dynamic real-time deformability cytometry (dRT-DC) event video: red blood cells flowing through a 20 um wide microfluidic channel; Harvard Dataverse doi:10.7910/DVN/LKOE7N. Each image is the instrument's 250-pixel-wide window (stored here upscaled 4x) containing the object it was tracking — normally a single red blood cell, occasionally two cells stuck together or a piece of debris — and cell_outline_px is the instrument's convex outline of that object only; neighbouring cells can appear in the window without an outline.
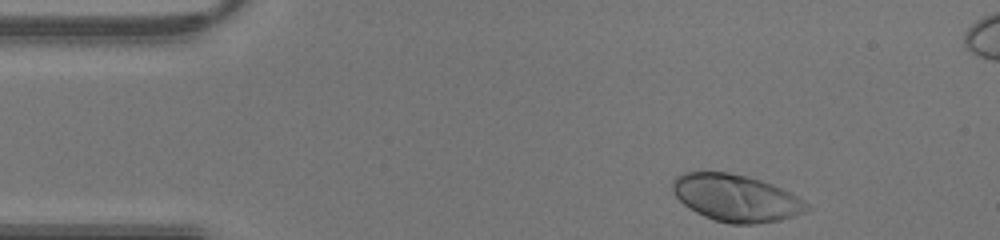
{"species": "human", "species_latin": "Homo sapiens", "temperature_condition": "warm", "stored_images_in_passage": 29, "camera_frame_rate_fps": 3000, "um_per_image_px": 0.085, "donor": {"sex": "male"}, "frame": {"image": 1, "passage_image": 1, "time_ms": 0.0, "image_size_px": [1000, 240], "cell_outline_px": [[812, 208], [808, 212], [780, 220], [756, 224], [732, 224], [716, 220], [704, 216], [696, 212], [684, 204], [672, 192], [672, 180], [676, 176], [684, 172], [728, 172], [748, 176], [772, 184], [792, 192], [812, 204]], "centroid_in_image_um": [62.63, 16.83], "position_along_channel_um": 22.4, "area_um2": 37.22}}
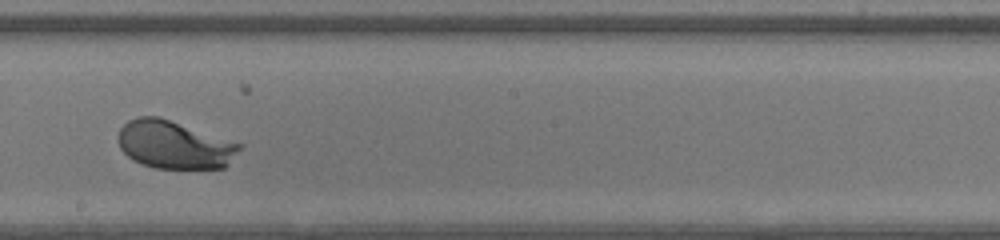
{"frame": {"image": 2, "passage_image": 19, "time_ms": 6.0, "image_size_px": [1000, 240], "cell_outline_px": [[244, 144], [228, 164], [224, 168], [156, 168], [144, 164], [128, 156], [120, 148], [120, 128], [128, 120], [140, 116], [160, 116]], "centroid_in_image_um": [14.86, 12.28], "position_along_channel_um": 233.3, "area_um2": 33.76}}
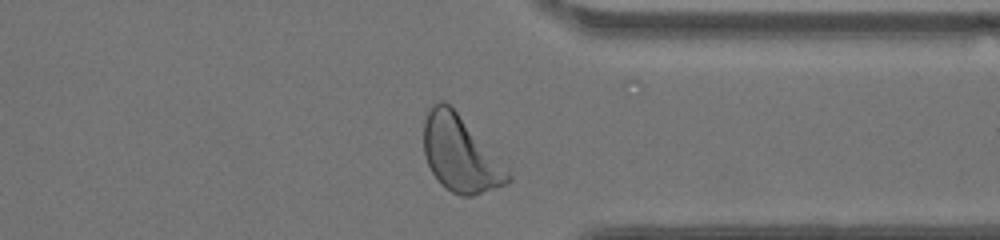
{"frame": {"image": 3, "passage_image": 28, "time_ms": 9.0, "image_size_px": [1000, 240], "cell_outline_px": [[512, 180], [508, 184], [472, 196], [460, 196], [444, 188], [440, 184], [432, 172], [424, 156], [424, 120], [432, 104], [440, 100], [444, 100], [456, 112], [512, 176]], "centroid_in_image_um": [39.07, 13.13], "position_along_channel_um": 372.3, "area_um2": 36.3}}